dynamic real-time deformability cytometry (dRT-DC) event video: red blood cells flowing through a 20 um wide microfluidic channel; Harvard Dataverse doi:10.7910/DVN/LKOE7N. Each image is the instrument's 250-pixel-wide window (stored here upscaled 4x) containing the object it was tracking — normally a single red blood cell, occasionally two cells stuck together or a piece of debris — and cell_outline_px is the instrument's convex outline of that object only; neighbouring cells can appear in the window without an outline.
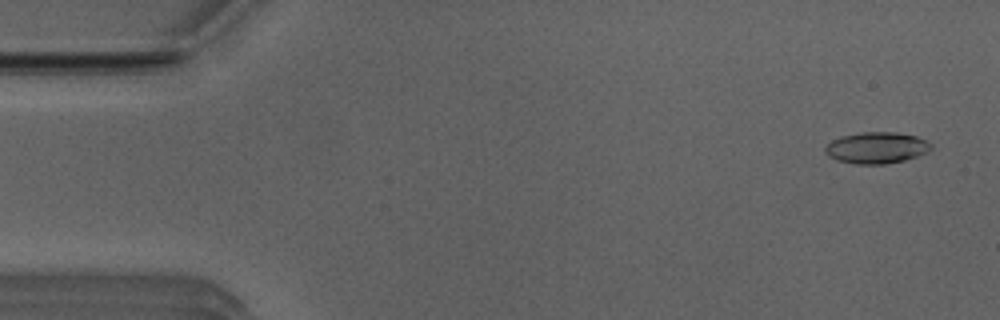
{"species": "Egyptian fruit bat (a non-hibernating species)", "species_latin": "Rousettus aegyptiacus", "temperature_condition": "room temperature", "stored_images_in_passage": 50, "camera_frame_rate_fps": 3000, "um_per_image_px": 0.085, "animal": {"sex": "male"}, "frame": {"image": 1, "passage_image": 1, "time_ms": 0.0, "image_size_px": [1000, 320], "cell_outline_px": [[932, 148], [928, 152], [904, 160], [884, 164], [856, 164], [836, 160], [828, 156], [824, 152], [824, 148], [832, 140], [840, 136], [860, 132], [896, 132], [916, 136], [928, 140], [932, 144]], "centroid_in_image_um": [74.5, 12.55], "position_along_channel_um": 10.5, "area_um2": 19.54}}
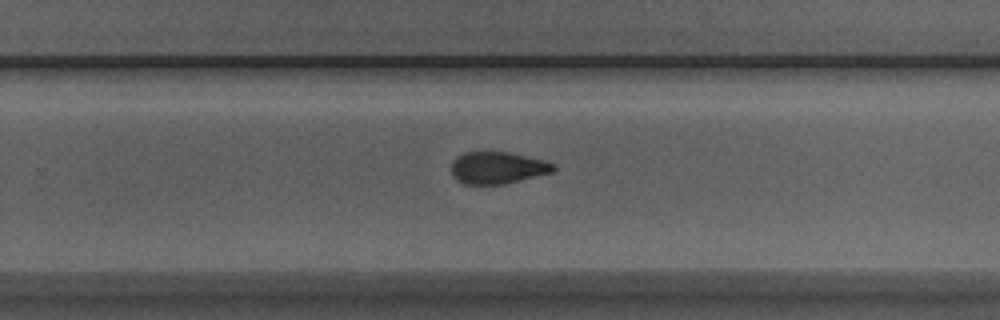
{"frame": {"image": 2, "passage_image": 31, "time_ms": 10.0, "image_size_px": [1000, 320], "cell_outline_px": [[556, 168], [552, 172], [504, 184], [464, 184], [456, 180], [452, 176], [452, 160], [456, 156], [464, 152], [508, 152], [544, 160], [556, 164]], "centroid_in_image_um": [42.27, 14.26], "position_along_channel_um": 287.5, "area_um2": 19.07}}
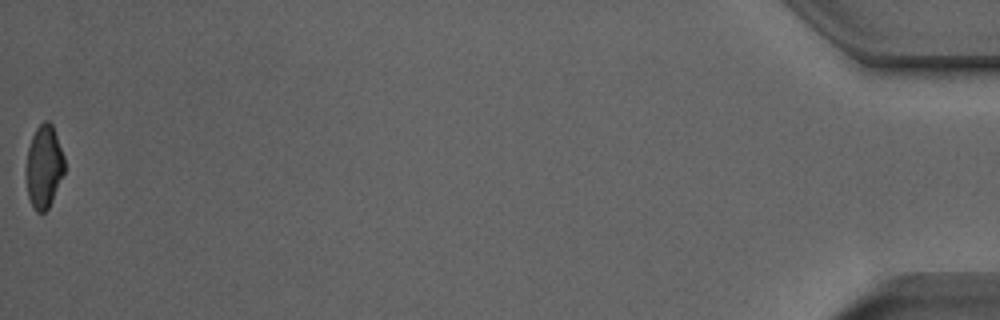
{"frame": {"image": 3, "passage_image": 50, "time_ms": 16.333, "image_size_px": [1000, 320], "cell_outline_px": [[64, 172], [52, 200], [48, 208], [44, 212], [36, 212], [28, 196], [28, 148], [32, 136], [36, 128], [44, 120], [48, 120], [52, 124], [64, 156]], "centroid_in_image_um": [3.76, 14.13], "position_along_channel_um": 431.4, "area_um2": 17.92}, "authors_computed_cell_mechanics": {"area_um2": 19.5364, "velocity_mm_per_s": 3.968, "shape_relaxation_time_tau1_ms": 4.6755, "shape_relaxation_time_tau2_ms": 2.2217, "deformation_change_tau1": 0.1442, "deformation_change_tau2": 0.092}}